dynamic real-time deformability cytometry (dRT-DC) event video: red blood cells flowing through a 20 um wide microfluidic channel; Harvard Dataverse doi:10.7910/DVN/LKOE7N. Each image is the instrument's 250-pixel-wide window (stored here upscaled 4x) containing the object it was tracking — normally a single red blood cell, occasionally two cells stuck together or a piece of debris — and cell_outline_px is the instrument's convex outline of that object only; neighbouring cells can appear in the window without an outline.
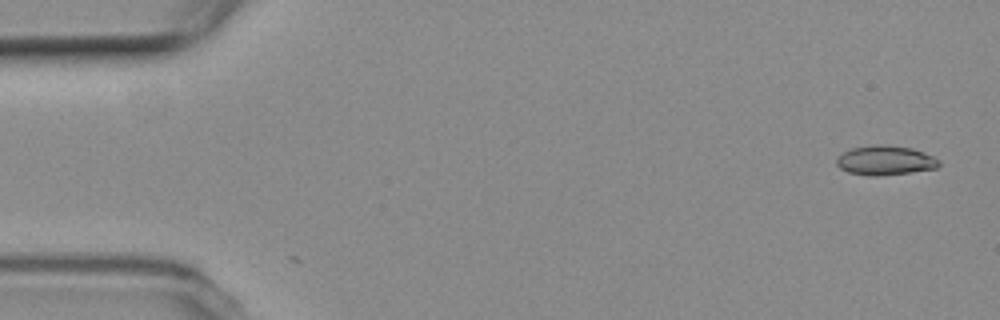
{"species": "common noctule bat (a hibernating species)", "species_latin": "Nyctalus noctula", "temperature_condition": "room temperature", "stored_images_in_passage": 5, "camera_frame_rate_fps": 3000, "um_per_image_px": 0.085, "animal": {"sex": "female", "body_mass_g": 19.3, "forearm_length_mm": 54.1}, "frame": {"image": 1, "passage_image": 1, "time_ms": 0.0, "image_size_px": [1000, 320], "cell_outline_px": [[940, 164], [936, 168], [912, 172], [876, 176], [868, 176], [848, 172], [840, 168], [836, 164], [836, 160], [844, 152], [852, 148], [876, 144], [884, 144], [912, 148], [924, 152], [940, 160]], "centroid_in_image_um": [75.25, 13.63], "position_along_channel_um": 9.7, "area_um2": 17.57}}
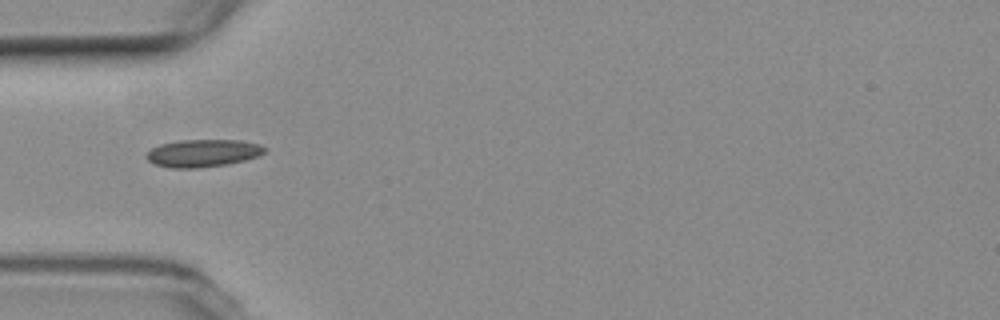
{"frame": {"image": 2, "passage_image": 5, "time_ms": 5.333, "image_size_px": [1000, 320], "cell_outline_px": [[268, 148], [264, 152], [256, 156], [244, 160], [228, 164], [196, 168], [168, 168], [156, 164], [148, 160], [144, 156], [152, 148], [160, 144], [180, 140], [240, 140], [260, 144]], "centroid_in_image_um": [17.24, 13.01], "position_along_channel_um": 67.8, "area_um2": 18.96}}